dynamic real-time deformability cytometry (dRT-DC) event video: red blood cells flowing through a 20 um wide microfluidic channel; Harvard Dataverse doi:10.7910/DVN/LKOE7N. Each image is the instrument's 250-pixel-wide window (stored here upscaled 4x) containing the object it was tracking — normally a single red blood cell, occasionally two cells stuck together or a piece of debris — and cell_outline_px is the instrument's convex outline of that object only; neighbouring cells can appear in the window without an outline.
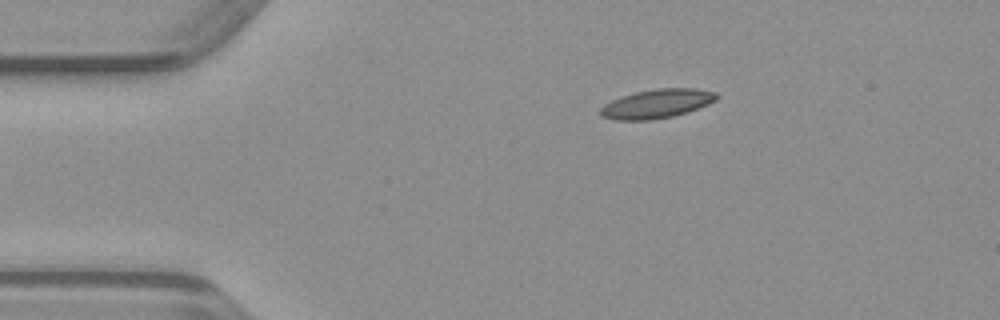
{"species": "common noctule bat (a hibernating species)", "species_latin": "Nyctalus noctula", "temperature_condition": "warm", "stored_images_in_passage": 41, "camera_frame_rate_fps": 3000, "um_per_image_px": 0.085, "animal": {"sex": "male", "body_mass_g": 23.1, "forearm_length_mm": 52.7}, "frame": {"image": 1, "passage_image": 1, "time_ms": 0.0, "image_size_px": [1000, 320], "cell_outline_px": [[720, 96], [716, 100], [708, 104], [688, 112], [672, 116], [652, 120], [612, 120], [600, 116], [600, 108], [604, 104], [620, 96], [636, 92], [656, 88], [696, 88], [716, 92]], "centroid_in_image_um": [55.83, 8.81], "position_along_channel_um": 29.2, "area_um2": 19.83}}
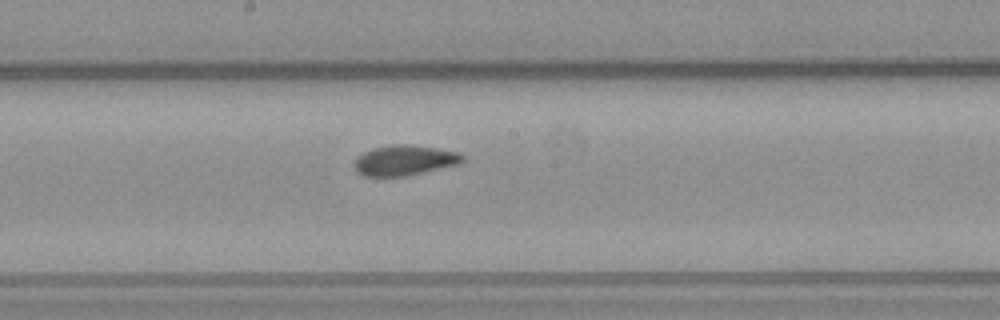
{"frame": {"image": 2, "passage_image": 18, "time_ms": 5.667, "image_size_px": [1000, 320], "cell_outline_px": [[464, 160], [460, 164], [404, 176], [364, 176], [356, 172], [352, 164], [356, 156], [372, 148], [392, 144], [408, 144], [436, 148], [460, 152], [464, 156]], "centroid_in_image_um": [34.35, 13.62], "position_along_channel_um": 213.9, "area_um2": 19.31}}
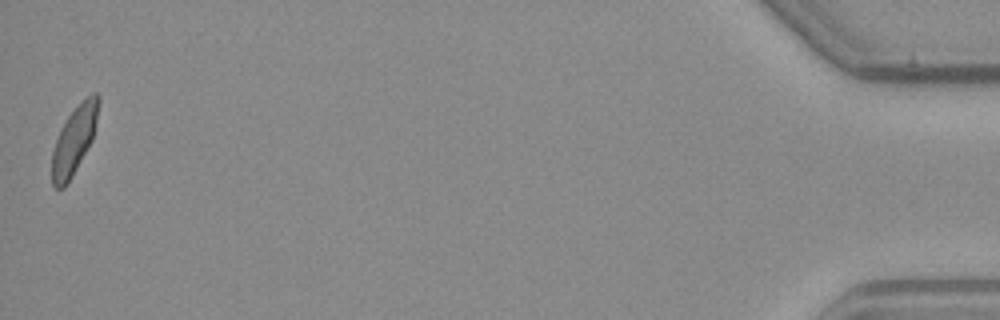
{"frame": {"image": 3, "passage_image": 41, "time_ms": 13.333, "image_size_px": [1000, 320], "cell_outline_px": [[100, 100], [96, 124], [92, 140], [68, 184], [64, 188], [56, 188], [52, 184], [52, 152], [60, 128], [68, 116], [92, 92], [96, 92], [100, 96]], "centroid_in_image_um": [6.31, 11.93], "position_along_channel_um": 428.9, "area_um2": 18.21}}